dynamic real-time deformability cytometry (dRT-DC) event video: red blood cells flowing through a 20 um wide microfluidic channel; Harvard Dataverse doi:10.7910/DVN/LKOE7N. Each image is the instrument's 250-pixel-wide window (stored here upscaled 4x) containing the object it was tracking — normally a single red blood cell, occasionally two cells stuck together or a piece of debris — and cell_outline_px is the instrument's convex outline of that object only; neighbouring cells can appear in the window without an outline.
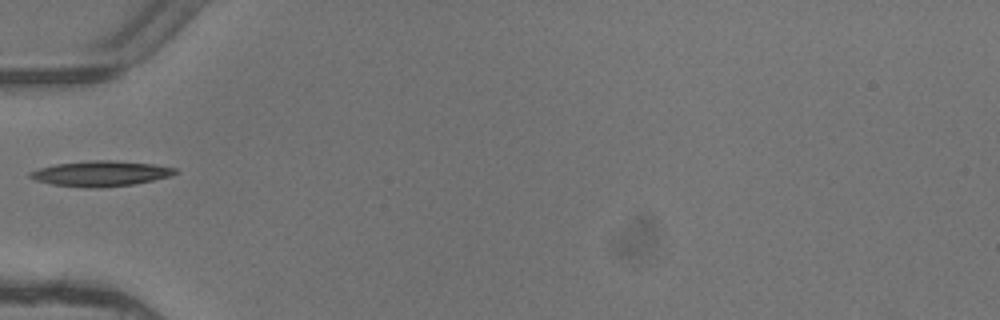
{"species": "common noctule bat (a hibernating species)", "species_latin": "Nyctalus noctula", "temperature_condition": "warm", "stored_images_in_passage": 1, "camera_frame_rate_fps": 3000, "um_per_image_px": 0.085, "animal": {"sex": "female"}, "frame": {"image": 1, "passage_image": 1, "time_ms": 0.0, "image_size_px": [1000, 320], "cell_outline_px": [[176, 172], [172, 176], [136, 184], [52, 184], [36, 180], [28, 176], [28, 172], [40, 168], [56, 164], [92, 160], [112, 160], [152, 164], [176, 168]], "centroid_in_image_um": [8.61, 14.69], "position_along_channel_um": 76.4, "area_um2": 20.06}}